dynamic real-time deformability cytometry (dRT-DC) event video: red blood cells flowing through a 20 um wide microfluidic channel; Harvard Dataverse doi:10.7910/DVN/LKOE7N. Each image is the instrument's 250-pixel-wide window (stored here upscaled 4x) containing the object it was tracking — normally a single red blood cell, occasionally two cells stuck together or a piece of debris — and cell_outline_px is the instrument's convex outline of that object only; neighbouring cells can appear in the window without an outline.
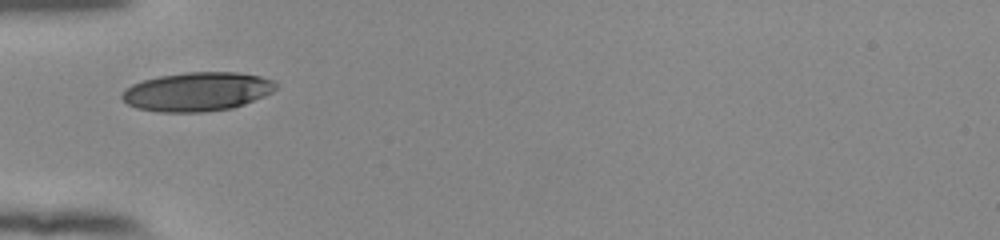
{"species": "human", "species_latin": "Homo sapiens", "temperature_condition": "room temperature", "stored_images_in_passage": 29, "camera_frame_rate_fps": 3000, "um_per_image_px": 0.085, "donor": {"sex": "female"}, "frame": {"image": 1, "passage_image": 1, "time_ms": 0.0, "image_size_px": [1000, 240], "cell_outline_px": [[276, 88], [272, 92], [264, 96], [244, 104], [232, 108], [204, 112], [156, 112], [136, 108], [128, 104], [120, 96], [132, 84], [144, 80], [160, 76], [188, 72], [236, 72], [260, 76], [272, 80], [276, 84]], "centroid_in_image_um": [16.76, 7.8], "position_along_channel_um": 68.2, "area_um2": 34.74}}
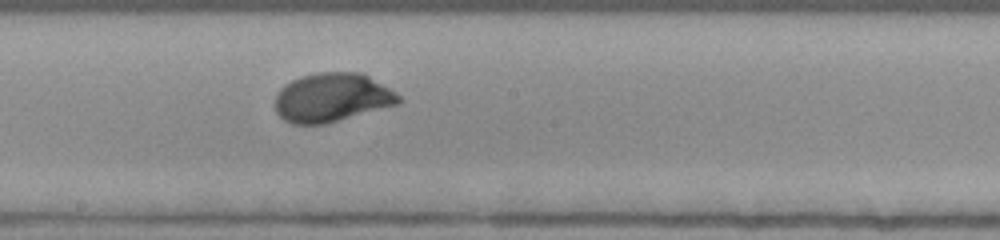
{"frame": {"image": 2, "passage_image": 13, "time_ms": 4.0, "image_size_px": [1000, 240], "cell_outline_px": [[404, 100], [400, 104], [324, 124], [292, 124], [284, 120], [276, 112], [276, 96], [280, 88], [284, 84], [300, 76], [320, 72], [360, 72], [368, 76], [396, 92]], "centroid_in_image_um": [28.23, 8.29], "position_along_channel_um": 220.0, "area_um2": 35.26}}
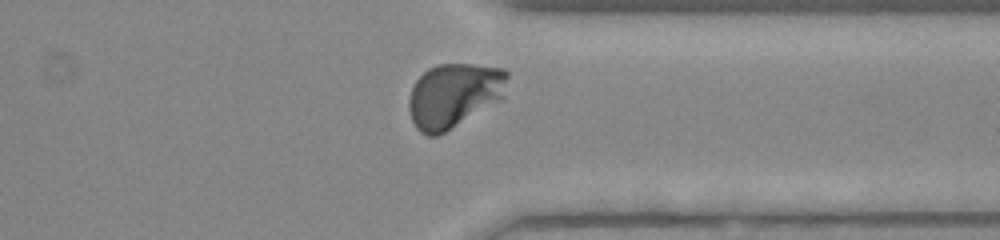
{"frame": {"image": 3, "passage_image": 25, "time_ms": 8.0, "image_size_px": [1000, 240], "cell_outline_px": [[508, 76], [504, 100], [444, 132], [436, 136], [428, 136], [420, 132], [416, 128], [412, 120], [408, 108], [408, 100], [412, 88], [416, 80], [428, 68], [436, 64], [472, 64], [504, 68], [508, 72]], "centroid_in_image_um": [38.62, 8.1], "position_along_channel_um": 372.8, "area_um2": 37.51}, "authors_computed_cell_mechanics": {"area_um2": 35.1424, "velocity_mm_per_s": 3.8247, "shape_relaxation_time_tau1_ms": 2.1807, "shape_relaxation_time_tau2_ms": null, "deformation_change_tau1": 0.1544, "deformation_change_tau2": null}}